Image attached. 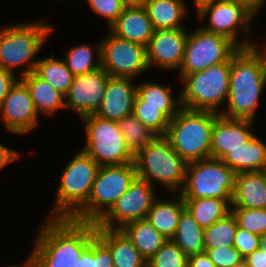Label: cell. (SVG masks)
<instances>
[{"label":"cell","instance_id":"ba28073f","mask_svg":"<svg viewBox=\"0 0 266 267\" xmlns=\"http://www.w3.org/2000/svg\"><path fill=\"white\" fill-rule=\"evenodd\" d=\"M230 71L231 59L206 70L186 74L182 78L185 86L180 95L181 107L219 113L217 107L224 99L228 100Z\"/></svg>","mask_w":266,"mask_h":267},{"label":"cell","instance_id":"277c9868","mask_svg":"<svg viewBox=\"0 0 266 267\" xmlns=\"http://www.w3.org/2000/svg\"><path fill=\"white\" fill-rule=\"evenodd\" d=\"M136 177L134 162L100 166L87 202L71 218L97 223L125 194Z\"/></svg>","mask_w":266,"mask_h":267},{"label":"cell","instance_id":"816d5d0a","mask_svg":"<svg viewBox=\"0 0 266 267\" xmlns=\"http://www.w3.org/2000/svg\"><path fill=\"white\" fill-rule=\"evenodd\" d=\"M234 267H249L245 260H242L239 264H236Z\"/></svg>","mask_w":266,"mask_h":267},{"label":"cell","instance_id":"681fc988","mask_svg":"<svg viewBox=\"0 0 266 267\" xmlns=\"http://www.w3.org/2000/svg\"><path fill=\"white\" fill-rule=\"evenodd\" d=\"M259 249L266 254V232L260 236Z\"/></svg>","mask_w":266,"mask_h":267},{"label":"cell","instance_id":"4fadbf2b","mask_svg":"<svg viewBox=\"0 0 266 267\" xmlns=\"http://www.w3.org/2000/svg\"><path fill=\"white\" fill-rule=\"evenodd\" d=\"M153 188L152 184L136 177L125 194L96 225L107 229H121L129 222L146 219L148 211L156 200ZM114 222L119 226L116 227Z\"/></svg>","mask_w":266,"mask_h":267},{"label":"cell","instance_id":"9c48e42d","mask_svg":"<svg viewBox=\"0 0 266 267\" xmlns=\"http://www.w3.org/2000/svg\"><path fill=\"white\" fill-rule=\"evenodd\" d=\"M236 172L220 159L206 158L187 164L183 199L218 198L232 200Z\"/></svg>","mask_w":266,"mask_h":267},{"label":"cell","instance_id":"d4e9b609","mask_svg":"<svg viewBox=\"0 0 266 267\" xmlns=\"http://www.w3.org/2000/svg\"><path fill=\"white\" fill-rule=\"evenodd\" d=\"M27 86L38 114H53L59 108H65V96L50 83L43 81L34 72L19 77Z\"/></svg>","mask_w":266,"mask_h":267},{"label":"cell","instance_id":"4316f807","mask_svg":"<svg viewBox=\"0 0 266 267\" xmlns=\"http://www.w3.org/2000/svg\"><path fill=\"white\" fill-rule=\"evenodd\" d=\"M182 0H149L143 7L146 9L154 30L184 28L180 24L187 12Z\"/></svg>","mask_w":266,"mask_h":267},{"label":"cell","instance_id":"f35d334b","mask_svg":"<svg viewBox=\"0 0 266 267\" xmlns=\"http://www.w3.org/2000/svg\"><path fill=\"white\" fill-rule=\"evenodd\" d=\"M205 252L216 267H234L244 260L240 252L234 246L205 249Z\"/></svg>","mask_w":266,"mask_h":267},{"label":"cell","instance_id":"8992f818","mask_svg":"<svg viewBox=\"0 0 266 267\" xmlns=\"http://www.w3.org/2000/svg\"><path fill=\"white\" fill-rule=\"evenodd\" d=\"M52 27L42 22L7 26L0 29V67L14 73L20 65H27L21 77L35 71L38 60L33 58L43 47Z\"/></svg>","mask_w":266,"mask_h":267},{"label":"cell","instance_id":"ee69618b","mask_svg":"<svg viewBox=\"0 0 266 267\" xmlns=\"http://www.w3.org/2000/svg\"><path fill=\"white\" fill-rule=\"evenodd\" d=\"M187 267H216L209 259L206 252L198 253L188 257Z\"/></svg>","mask_w":266,"mask_h":267},{"label":"cell","instance_id":"9a60e30c","mask_svg":"<svg viewBox=\"0 0 266 267\" xmlns=\"http://www.w3.org/2000/svg\"><path fill=\"white\" fill-rule=\"evenodd\" d=\"M110 75L102 68L75 75L67 94L65 108L75 110L82 118L99 109Z\"/></svg>","mask_w":266,"mask_h":267},{"label":"cell","instance_id":"7402d4cb","mask_svg":"<svg viewBox=\"0 0 266 267\" xmlns=\"http://www.w3.org/2000/svg\"><path fill=\"white\" fill-rule=\"evenodd\" d=\"M96 236L109 248L114 267H147V261L120 229L96 225Z\"/></svg>","mask_w":266,"mask_h":267},{"label":"cell","instance_id":"74e56055","mask_svg":"<svg viewBox=\"0 0 266 267\" xmlns=\"http://www.w3.org/2000/svg\"><path fill=\"white\" fill-rule=\"evenodd\" d=\"M94 12L107 18L109 27L128 6L126 0H88Z\"/></svg>","mask_w":266,"mask_h":267},{"label":"cell","instance_id":"ffe728a7","mask_svg":"<svg viewBox=\"0 0 266 267\" xmlns=\"http://www.w3.org/2000/svg\"><path fill=\"white\" fill-rule=\"evenodd\" d=\"M109 29L113 34L143 46L154 33L146 9L138 5H128Z\"/></svg>","mask_w":266,"mask_h":267},{"label":"cell","instance_id":"44dd1931","mask_svg":"<svg viewBox=\"0 0 266 267\" xmlns=\"http://www.w3.org/2000/svg\"><path fill=\"white\" fill-rule=\"evenodd\" d=\"M231 207L266 208V170L236 174Z\"/></svg>","mask_w":266,"mask_h":267},{"label":"cell","instance_id":"c3c4849f","mask_svg":"<svg viewBox=\"0 0 266 267\" xmlns=\"http://www.w3.org/2000/svg\"><path fill=\"white\" fill-rule=\"evenodd\" d=\"M216 1L219 0H194V3L197 8V13L200 12L204 7L214 4Z\"/></svg>","mask_w":266,"mask_h":267},{"label":"cell","instance_id":"7bdbcfd3","mask_svg":"<svg viewBox=\"0 0 266 267\" xmlns=\"http://www.w3.org/2000/svg\"><path fill=\"white\" fill-rule=\"evenodd\" d=\"M20 157L19 153L0 143V170Z\"/></svg>","mask_w":266,"mask_h":267},{"label":"cell","instance_id":"b9f144b4","mask_svg":"<svg viewBox=\"0 0 266 267\" xmlns=\"http://www.w3.org/2000/svg\"><path fill=\"white\" fill-rule=\"evenodd\" d=\"M17 80L14 73L0 67V105Z\"/></svg>","mask_w":266,"mask_h":267},{"label":"cell","instance_id":"ab89813d","mask_svg":"<svg viewBox=\"0 0 266 267\" xmlns=\"http://www.w3.org/2000/svg\"><path fill=\"white\" fill-rule=\"evenodd\" d=\"M89 267H114L109 248L97 236L89 245Z\"/></svg>","mask_w":266,"mask_h":267},{"label":"cell","instance_id":"83f0119b","mask_svg":"<svg viewBox=\"0 0 266 267\" xmlns=\"http://www.w3.org/2000/svg\"><path fill=\"white\" fill-rule=\"evenodd\" d=\"M171 240L187 257L205 252L204 229L198 225L186 207L180 214L176 232Z\"/></svg>","mask_w":266,"mask_h":267},{"label":"cell","instance_id":"5b68a950","mask_svg":"<svg viewBox=\"0 0 266 267\" xmlns=\"http://www.w3.org/2000/svg\"><path fill=\"white\" fill-rule=\"evenodd\" d=\"M137 177L160 182L173 191L184 186L187 164L165 136H157L134 156Z\"/></svg>","mask_w":266,"mask_h":267},{"label":"cell","instance_id":"30bf717a","mask_svg":"<svg viewBox=\"0 0 266 267\" xmlns=\"http://www.w3.org/2000/svg\"><path fill=\"white\" fill-rule=\"evenodd\" d=\"M85 122L86 145L82 148L99 166L134 162V155L126 147L118 122L90 114Z\"/></svg>","mask_w":266,"mask_h":267},{"label":"cell","instance_id":"7dc6e473","mask_svg":"<svg viewBox=\"0 0 266 267\" xmlns=\"http://www.w3.org/2000/svg\"><path fill=\"white\" fill-rule=\"evenodd\" d=\"M76 267H89V246L82 252L76 262Z\"/></svg>","mask_w":266,"mask_h":267},{"label":"cell","instance_id":"e0dca14e","mask_svg":"<svg viewBox=\"0 0 266 267\" xmlns=\"http://www.w3.org/2000/svg\"><path fill=\"white\" fill-rule=\"evenodd\" d=\"M187 35L184 28L154 30L146 45L149 68L158 65L166 69H179L183 61Z\"/></svg>","mask_w":266,"mask_h":267},{"label":"cell","instance_id":"60d3db41","mask_svg":"<svg viewBox=\"0 0 266 267\" xmlns=\"http://www.w3.org/2000/svg\"><path fill=\"white\" fill-rule=\"evenodd\" d=\"M259 243L260 236L241 228H237L233 246L240 252L243 258H246L257 250L259 248Z\"/></svg>","mask_w":266,"mask_h":267},{"label":"cell","instance_id":"8fae6325","mask_svg":"<svg viewBox=\"0 0 266 267\" xmlns=\"http://www.w3.org/2000/svg\"><path fill=\"white\" fill-rule=\"evenodd\" d=\"M241 48L231 39L203 28L187 35L180 78L206 70L212 65L229 61Z\"/></svg>","mask_w":266,"mask_h":267},{"label":"cell","instance_id":"6da1fadb","mask_svg":"<svg viewBox=\"0 0 266 267\" xmlns=\"http://www.w3.org/2000/svg\"><path fill=\"white\" fill-rule=\"evenodd\" d=\"M46 223L30 253L31 266L76 267L82 252L96 237V223L52 217Z\"/></svg>","mask_w":266,"mask_h":267},{"label":"cell","instance_id":"2e32d148","mask_svg":"<svg viewBox=\"0 0 266 267\" xmlns=\"http://www.w3.org/2000/svg\"><path fill=\"white\" fill-rule=\"evenodd\" d=\"M5 127L12 133L25 134L38 125V112L27 86L19 79L0 105Z\"/></svg>","mask_w":266,"mask_h":267},{"label":"cell","instance_id":"d6a6232c","mask_svg":"<svg viewBox=\"0 0 266 267\" xmlns=\"http://www.w3.org/2000/svg\"><path fill=\"white\" fill-rule=\"evenodd\" d=\"M237 228V222L232 212L210 227L204 228V249L233 246Z\"/></svg>","mask_w":266,"mask_h":267},{"label":"cell","instance_id":"f5cc1de1","mask_svg":"<svg viewBox=\"0 0 266 267\" xmlns=\"http://www.w3.org/2000/svg\"><path fill=\"white\" fill-rule=\"evenodd\" d=\"M27 262L23 265H25L24 267H32L29 260H26ZM12 267V266H11ZM13 267H17V266H13ZM18 267H21V266H18ZM23 267V266H22Z\"/></svg>","mask_w":266,"mask_h":267},{"label":"cell","instance_id":"4dcf8cb0","mask_svg":"<svg viewBox=\"0 0 266 267\" xmlns=\"http://www.w3.org/2000/svg\"><path fill=\"white\" fill-rule=\"evenodd\" d=\"M34 73L43 81L50 83L64 96L74 79V75L68 69L64 59L57 60L53 54L50 58L38 60Z\"/></svg>","mask_w":266,"mask_h":267},{"label":"cell","instance_id":"52a82bcc","mask_svg":"<svg viewBox=\"0 0 266 267\" xmlns=\"http://www.w3.org/2000/svg\"><path fill=\"white\" fill-rule=\"evenodd\" d=\"M100 166L80 151L63 170L52 218H71L88 200Z\"/></svg>","mask_w":266,"mask_h":267},{"label":"cell","instance_id":"e575fe53","mask_svg":"<svg viewBox=\"0 0 266 267\" xmlns=\"http://www.w3.org/2000/svg\"><path fill=\"white\" fill-rule=\"evenodd\" d=\"M133 114L158 136L166 135L170 120L162 113V107L144 105V101L136 95Z\"/></svg>","mask_w":266,"mask_h":267},{"label":"cell","instance_id":"bcb514c9","mask_svg":"<svg viewBox=\"0 0 266 267\" xmlns=\"http://www.w3.org/2000/svg\"><path fill=\"white\" fill-rule=\"evenodd\" d=\"M242 3H245L249 8H251L255 13L258 12V10L261 7V5H263V3L265 2V0H236Z\"/></svg>","mask_w":266,"mask_h":267},{"label":"cell","instance_id":"5bb4252c","mask_svg":"<svg viewBox=\"0 0 266 267\" xmlns=\"http://www.w3.org/2000/svg\"><path fill=\"white\" fill-rule=\"evenodd\" d=\"M208 14L210 15L209 25L202 27L204 30L223 35L235 42L240 48L255 46L247 40L237 41V27H242L244 31L249 32L252 17H255L256 14L245 3L236 0H219L198 12L201 20Z\"/></svg>","mask_w":266,"mask_h":267},{"label":"cell","instance_id":"603a6c76","mask_svg":"<svg viewBox=\"0 0 266 267\" xmlns=\"http://www.w3.org/2000/svg\"><path fill=\"white\" fill-rule=\"evenodd\" d=\"M221 161L236 174L266 170V143L254 134L241 147L228 152Z\"/></svg>","mask_w":266,"mask_h":267},{"label":"cell","instance_id":"d590c367","mask_svg":"<svg viewBox=\"0 0 266 267\" xmlns=\"http://www.w3.org/2000/svg\"><path fill=\"white\" fill-rule=\"evenodd\" d=\"M187 265L188 257L171 239H168L147 261V267H187Z\"/></svg>","mask_w":266,"mask_h":267},{"label":"cell","instance_id":"f1b7e54d","mask_svg":"<svg viewBox=\"0 0 266 267\" xmlns=\"http://www.w3.org/2000/svg\"><path fill=\"white\" fill-rule=\"evenodd\" d=\"M200 227L207 228L231 212L232 200L218 198L183 199ZM229 205V206H228ZM230 207V208H228Z\"/></svg>","mask_w":266,"mask_h":267},{"label":"cell","instance_id":"8d00e7d4","mask_svg":"<svg viewBox=\"0 0 266 267\" xmlns=\"http://www.w3.org/2000/svg\"><path fill=\"white\" fill-rule=\"evenodd\" d=\"M231 212L234 215L238 228L261 236L266 232V208H237L232 207Z\"/></svg>","mask_w":266,"mask_h":267},{"label":"cell","instance_id":"d6986e66","mask_svg":"<svg viewBox=\"0 0 266 267\" xmlns=\"http://www.w3.org/2000/svg\"><path fill=\"white\" fill-rule=\"evenodd\" d=\"M248 119H231L219 114L214 121L211 137V157L222 159L231 150L241 147L254 135Z\"/></svg>","mask_w":266,"mask_h":267},{"label":"cell","instance_id":"7c38bea8","mask_svg":"<svg viewBox=\"0 0 266 267\" xmlns=\"http://www.w3.org/2000/svg\"><path fill=\"white\" fill-rule=\"evenodd\" d=\"M101 67L113 77L135 78L149 68L146 46L111 32L101 41Z\"/></svg>","mask_w":266,"mask_h":267},{"label":"cell","instance_id":"484cf974","mask_svg":"<svg viewBox=\"0 0 266 267\" xmlns=\"http://www.w3.org/2000/svg\"><path fill=\"white\" fill-rule=\"evenodd\" d=\"M175 201H160L156 199L148 211L146 220L167 240L172 239L185 208L183 197L179 194Z\"/></svg>","mask_w":266,"mask_h":267},{"label":"cell","instance_id":"cb8c5ba5","mask_svg":"<svg viewBox=\"0 0 266 267\" xmlns=\"http://www.w3.org/2000/svg\"><path fill=\"white\" fill-rule=\"evenodd\" d=\"M148 261L167 241L146 219L132 221L120 229Z\"/></svg>","mask_w":266,"mask_h":267},{"label":"cell","instance_id":"1f68e13d","mask_svg":"<svg viewBox=\"0 0 266 267\" xmlns=\"http://www.w3.org/2000/svg\"><path fill=\"white\" fill-rule=\"evenodd\" d=\"M117 122L126 147L134 156L158 136L139 121L134 114L127 115Z\"/></svg>","mask_w":266,"mask_h":267},{"label":"cell","instance_id":"ac0fdd59","mask_svg":"<svg viewBox=\"0 0 266 267\" xmlns=\"http://www.w3.org/2000/svg\"><path fill=\"white\" fill-rule=\"evenodd\" d=\"M132 78L110 76L102 103L95 115L108 120H121L133 114L137 86Z\"/></svg>","mask_w":266,"mask_h":267},{"label":"cell","instance_id":"f546056e","mask_svg":"<svg viewBox=\"0 0 266 267\" xmlns=\"http://www.w3.org/2000/svg\"><path fill=\"white\" fill-rule=\"evenodd\" d=\"M170 91L171 87L162 86L159 83L142 82L137 85V95L144 101V105L162 107V113L169 120L181 109L180 96L179 100H175ZM178 105L180 108H178Z\"/></svg>","mask_w":266,"mask_h":267},{"label":"cell","instance_id":"7a4b0ae2","mask_svg":"<svg viewBox=\"0 0 266 267\" xmlns=\"http://www.w3.org/2000/svg\"><path fill=\"white\" fill-rule=\"evenodd\" d=\"M256 46L241 48L231 58L226 112L231 119L253 121L262 90L266 84V54Z\"/></svg>","mask_w":266,"mask_h":267},{"label":"cell","instance_id":"f6af8a7d","mask_svg":"<svg viewBox=\"0 0 266 267\" xmlns=\"http://www.w3.org/2000/svg\"><path fill=\"white\" fill-rule=\"evenodd\" d=\"M244 260L249 267H266V254L259 248L244 258Z\"/></svg>","mask_w":266,"mask_h":267},{"label":"cell","instance_id":"836d02e7","mask_svg":"<svg viewBox=\"0 0 266 267\" xmlns=\"http://www.w3.org/2000/svg\"><path fill=\"white\" fill-rule=\"evenodd\" d=\"M98 45L95 48L99 57L96 63L93 61V51L91 50L93 48L88 45H79L68 50L64 61L74 76L89 73L101 67V43Z\"/></svg>","mask_w":266,"mask_h":267},{"label":"cell","instance_id":"f907efd6","mask_svg":"<svg viewBox=\"0 0 266 267\" xmlns=\"http://www.w3.org/2000/svg\"><path fill=\"white\" fill-rule=\"evenodd\" d=\"M149 0H126V3L128 5H138V6H143L146 2Z\"/></svg>","mask_w":266,"mask_h":267},{"label":"cell","instance_id":"3957f363","mask_svg":"<svg viewBox=\"0 0 266 267\" xmlns=\"http://www.w3.org/2000/svg\"><path fill=\"white\" fill-rule=\"evenodd\" d=\"M218 115L181 107L169 121L165 137L186 163L211 157L212 129Z\"/></svg>","mask_w":266,"mask_h":267}]
</instances>
